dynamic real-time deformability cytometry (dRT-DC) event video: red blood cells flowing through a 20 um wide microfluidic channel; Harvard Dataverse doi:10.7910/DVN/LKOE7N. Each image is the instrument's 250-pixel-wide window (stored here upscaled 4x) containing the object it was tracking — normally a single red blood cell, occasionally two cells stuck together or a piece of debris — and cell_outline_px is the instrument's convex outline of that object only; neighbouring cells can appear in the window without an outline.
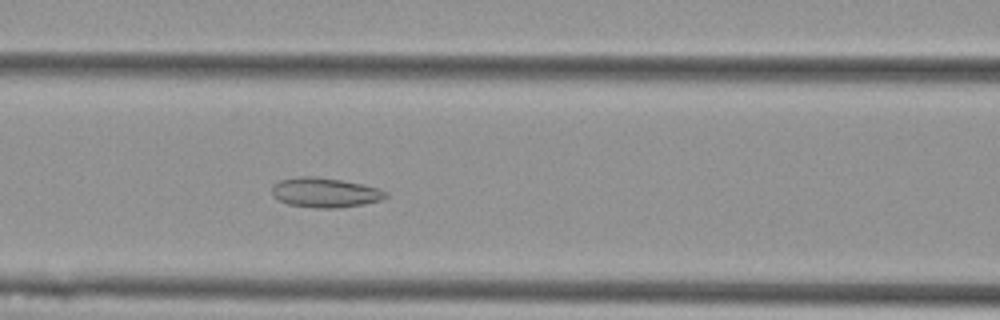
{"species": "Egyptian fruit bat (a non-hibernating species)", "species_latin": "Rousettus aegyptiacus", "temperature_condition": "cold", "stored_images_in_passage": 54, "camera_frame_rate_fps": 3000, "um_per_image_px": 0.085, "animal": {"sex": "female"}, "frame": {"image": 1, "passage_image": 22, "time_ms": 7.0, "image_size_px": [1000, 320], "cell_outline_px": [[388, 196], [380, 200], [364, 204], [336, 208], [316, 208], [288, 204], [272, 196], [272, 184], [280, 180], [304, 176], [312, 176], [340, 180], [360, 184], [376, 188], [388, 192]], "centroid_in_image_um": [27.6, 16.37], "position_along_channel_um": 139.0, "area_um2": 19.48}}
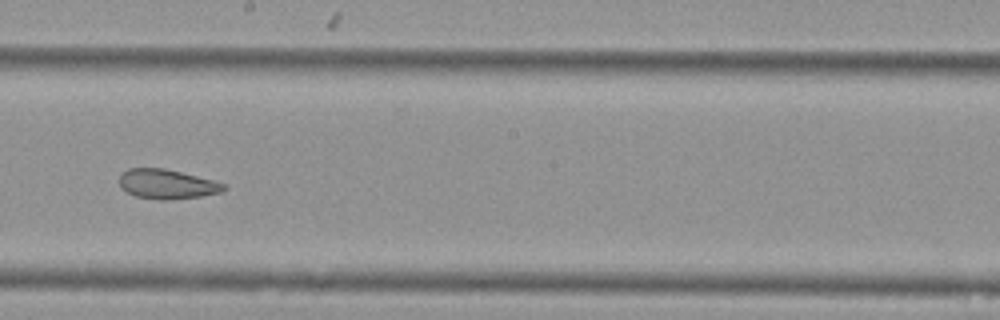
{"frame": {"image": 2, "passage_image": 30, "time_ms": 9.667, "image_size_px": [1000, 320], "cell_outline_px": [[228, 188], [220, 192], [200, 196], [168, 200], [160, 200], [136, 196], [120, 188], [120, 176], [128, 168], [164, 168], [212, 180], [224, 184]], "centroid_in_image_um": [14.17, 15.65], "position_along_channel_um": 234.0, "area_um2": 17.74}}
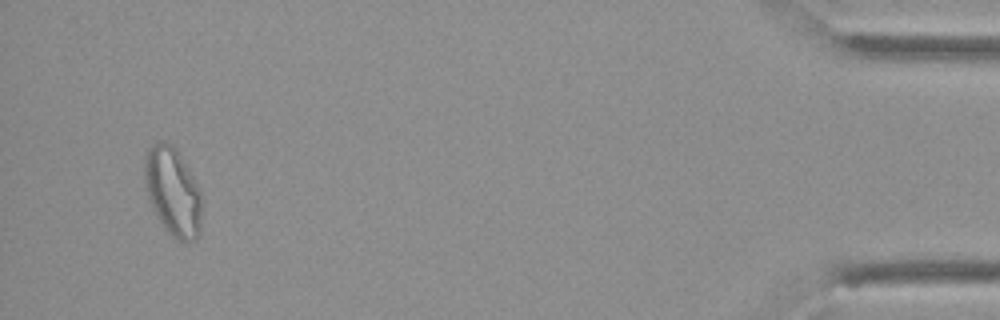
{"frame": {"image": 3, "passage_image": 52, "time_ms": 17.0, "image_size_px": [1000, 320], "cell_outline_px": [[200, 232], [196, 240], [176, 240], [164, 228], [148, 196], [144, 184], [144, 156], [148, 148], [152, 144], [160, 140], [164, 140], [172, 144], [180, 156], [196, 184], [200, 192]], "centroid_in_image_um": [14.65, 16.26], "position_along_channel_um": 420.6, "area_um2": 28.96}, "authors_computed_cell_mechanics": {"area_um2": 23.3223, "velocity_mm_per_s": 3.5879, "shape_relaxation_time_tau1_ms": null, "shape_relaxation_time_tau2_ms": 2.6963, "deformation_change_tau1": null, "deformation_change_tau2": 0.091}}